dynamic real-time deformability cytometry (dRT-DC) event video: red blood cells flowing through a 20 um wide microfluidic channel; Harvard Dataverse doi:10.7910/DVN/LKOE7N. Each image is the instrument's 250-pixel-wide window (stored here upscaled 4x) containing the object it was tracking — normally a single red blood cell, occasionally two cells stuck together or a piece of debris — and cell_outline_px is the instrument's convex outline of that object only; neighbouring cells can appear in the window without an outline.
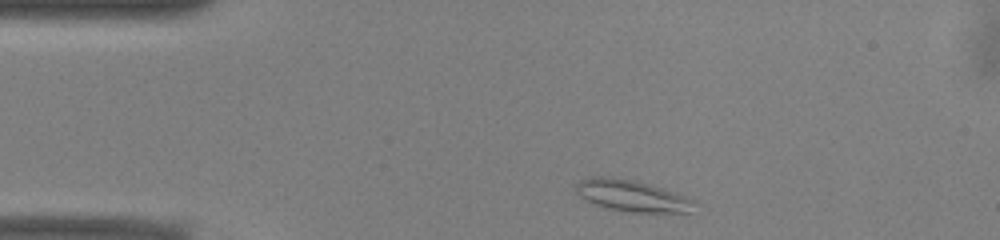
{"species": "common noctule bat (a hibernating species)", "species_latin": "Nyctalus noctula", "temperature_condition": "warm", "stored_images_in_passage": 44, "camera_frame_rate_fps": 3000, "um_per_image_px": 0.085, "animal": {"sex": "male", "body_mass_g": 13.0, "forearm_length_mm": 53.1}, "frame": {"image": 1, "passage_image": 2, "time_ms": 0.333, "image_size_px": [1000, 240], "cell_outline_px": [[696, 200], [692, 212], [632, 212], [608, 208], [596, 204], [580, 196], [576, 192], [576, 184], [580, 180], [588, 176], [612, 176], [636, 180]], "centroid_in_image_um": [53.69, 16.62], "position_along_channel_um": 31.3, "area_um2": 21.56}}
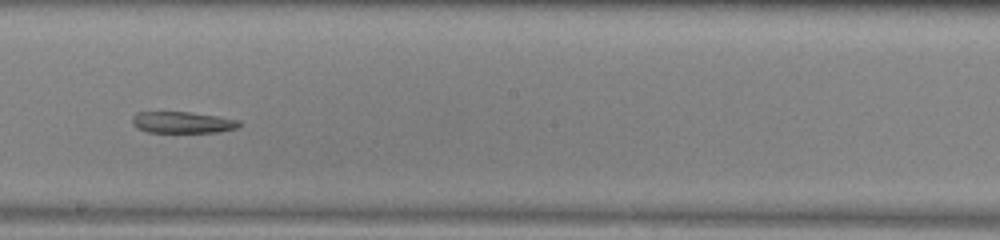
{"frame": {"image": 2, "passage_image": 21, "time_ms": 6.667, "image_size_px": [1000, 240], "cell_outline_px": [[244, 124], [236, 128], [220, 132], [148, 132], [136, 128], [132, 124], [132, 116], [136, 112], [188, 112], [216, 116], [240, 120]], "centroid_in_image_um": [15.52, 10.4], "position_along_channel_um": 232.7, "area_um2": 13.47}}
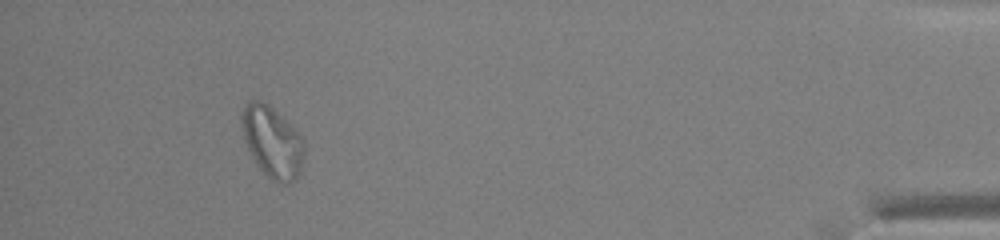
{"frame": {"image": 3, "passage_image": 40, "time_ms": 13.0, "image_size_px": [1000, 240], "cell_outline_px": [[304, 160], [300, 172], [296, 180], [288, 184], [284, 184], [272, 180], [260, 168], [252, 156], [244, 140], [240, 120], [240, 116], [244, 108], [252, 100], [260, 100], [268, 104], [296, 128], [304, 140]], "centroid_in_image_um": [23.18, 12.07], "position_along_channel_um": 412.0, "area_um2": 26.13}, "authors_computed_cell_mechanics": {"area_um2": 19.1896, "velocity_mm_per_s": 3.9126, "shape_relaxation_time_tau1_ms": null, "shape_relaxation_time_tau2_ms": 10.7965, "deformation_change_tau1": null, "deformation_change_tau2": 0.2232}}